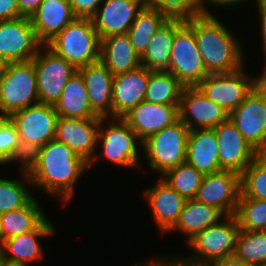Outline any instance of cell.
Returning <instances> with one entry per match:
<instances>
[{
  "label": "cell",
  "instance_id": "8d00e7d4",
  "mask_svg": "<svg viewBox=\"0 0 266 266\" xmlns=\"http://www.w3.org/2000/svg\"><path fill=\"white\" fill-rule=\"evenodd\" d=\"M235 216L240 230H266V201L239 197Z\"/></svg>",
  "mask_w": 266,
  "mask_h": 266
},
{
  "label": "cell",
  "instance_id": "4316f807",
  "mask_svg": "<svg viewBox=\"0 0 266 266\" xmlns=\"http://www.w3.org/2000/svg\"><path fill=\"white\" fill-rule=\"evenodd\" d=\"M100 61L115 76L141 66L128 34L112 35L100 40Z\"/></svg>",
  "mask_w": 266,
  "mask_h": 266
},
{
  "label": "cell",
  "instance_id": "f546056e",
  "mask_svg": "<svg viewBox=\"0 0 266 266\" xmlns=\"http://www.w3.org/2000/svg\"><path fill=\"white\" fill-rule=\"evenodd\" d=\"M38 199L27 206L0 215V243L34 230L47 216Z\"/></svg>",
  "mask_w": 266,
  "mask_h": 266
},
{
  "label": "cell",
  "instance_id": "484cf974",
  "mask_svg": "<svg viewBox=\"0 0 266 266\" xmlns=\"http://www.w3.org/2000/svg\"><path fill=\"white\" fill-rule=\"evenodd\" d=\"M214 128L190 131L187 140L186 162L203 175L221 171L219 149Z\"/></svg>",
  "mask_w": 266,
  "mask_h": 266
},
{
  "label": "cell",
  "instance_id": "1f68e13d",
  "mask_svg": "<svg viewBox=\"0 0 266 266\" xmlns=\"http://www.w3.org/2000/svg\"><path fill=\"white\" fill-rule=\"evenodd\" d=\"M185 86L168 71H152L144 101L154 104L179 105Z\"/></svg>",
  "mask_w": 266,
  "mask_h": 266
},
{
  "label": "cell",
  "instance_id": "816d5d0a",
  "mask_svg": "<svg viewBox=\"0 0 266 266\" xmlns=\"http://www.w3.org/2000/svg\"><path fill=\"white\" fill-rule=\"evenodd\" d=\"M0 266H3V260L0 257Z\"/></svg>",
  "mask_w": 266,
  "mask_h": 266
},
{
  "label": "cell",
  "instance_id": "7402d4cb",
  "mask_svg": "<svg viewBox=\"0 0 266 266\" xmlns=\"http://www.w3.org/2000/svg\"><path fill=\"white\" fill-rule=\"evenodd\" d=\"M179 105L154 104L142 101L122 118L143 142L179 119Z\"/></svg>",
  "mask_w": 266,
  "mask_h": 266
},
{
  "label": "cell",
  "instance_id": "681fc988",
  "mask_svg": "<svg viewBox=\"0 0 266 266\" xmlns=\"http://www.w3.org/2000/svg\"><path fill=\"white\" fill-rule=\"evenodd\" d=\"M145 261H142L140 263H136V266H162L156 259H144ZM147 260V261H146Z\"/></svg>",
  "mask_w": 266,
  "mask_h": 266
},
{
  "label": "cell",
  "instance_id": "8fae6325",
  "mask_svg": "<svg viewBox=\"0 0 266 266\" xmlns=\"http://www.w3.org/2000/svg\"><path fill=\"white\" fill-rule=\"evenodd\" d=\"M42 44L37 39L30 18L0 21V63L32 60Z\"/></svg>",
  "mask_w": 266,
  "mask_h": 266
},
{
  "label": "cell",
  "instance_id": "ffe728a7",
  "mask_svg": "<svg viewBox=\"0 0 266 266\" xmlns=\"http://www.w3.org/2000/svg\"><path fill=\"white\" fill-rule=\"evenodd\" d=\"M153 187L144 190V197L153 214L159 234L167 236L177 223L187 199L178 194L160 176Z\"/></svg>",
  "mask_w": 266,
  "mask_h": 266
},
{
  "label": "cell",
  "instance_id": "ac0fdd59",
  "mask_svg": "<svg viewBox=\"0 0 266 266\" xmlns=\"http://www.w3.org/2000/svg\"><path fill=\"white\" fill-rule=\"evenodd\" d=\"M101 118L72 119L58 116L54 139L66 144L88 163L96 154Z\"/></svg>",
  "mask_w": 266,
  "mask_h": 266
},
{
  "label": "cell",
  "instance_id": "52a82bcc",
  "mask_svg": "<svg viewBox=\"0 0 266 266\" xmlns=\"http://www.w3.org/2000/svg\"><path fill=\"white\" fill-rule=\"evenodd\" d=\"M245 69L208 74L196 87L230 114L256 87V76Z\"/></svg>",
  "mask_w": 266,
  "mask_h": 266
},
{
  "label": "cell",
  "instance_id": "bcb514c9",
  "mask_svg": "<svg viewBox=\"0 0 266 266\" xmlns=\"http://www.w3.org/2000/svg\"><path fill=\"white\" fill-rule=\"evenodd\" d=\"M43 0H17L20 15L30 18L38 9Z\"/></svg>",
  "mask_w": 266,
  "mask_h": 266
},
{
  "label": "cell",
  "instance_id": "f1b7e54d",
  "mask_svg": "<svg viewBox=\"0 0 266 266\" xmlns=\"http://www.w3.org/2000/svg\"><path fill=\"white\" fill-rule=\"evenodd\" d=\"M225 215L216 207L206 205L195 199H187L179 219L169 231L184 235L186 243L197 233L221 221Z\"/></svg>",
  "mask_w": 266,
  "mask_h": 266
},
{
  "label": "cell",
  "instance_id": "277c9868",
  "mask_svg": "<svg viewBox=\"0 0 266 266\" xmlns=\"http://www.w3.org/2000/svg\"><path fill=\"white\" fill-rule=\"evenodd\" d=\"M47 46L76 69L100 60V39L91 18L76 17Z\"/></svg>",
  "mask_w": 266,
  "mask_h": 266
},
{
  "label": "cell",
  "instance_id": "74e56055",
  "mask_svg": "<svg viewBox=\"0 0 266 266\" xmlns=\"http://www.w3.org/2000/svg\"><path fill=\"white\" fill-rule=\"evenodd\" d=\"M41 153V146L37 143L28 142L19 139L18 144L15 146L14 151L10 155L7 162L3 165H8L15 162L20 163V172L29 174L39 161Z\"/></svg>",
  "mask_w": 266,
  "mask_h": 266
},
{
  "label": "cell",
  "instance_id": "8992f818",
  "mask_svg": "<svg viewBox=\"0 0 266 266\" xmlns=\"http://www.w3.org/2000/svg\"><path fill=\"white\" fill-rule=\"evenodd\" d=\"M189 133L188 126L178 119L143 141L141 152L146 156L150 170L161 176L186 162Z\"/></svg>",
  "mask_w": 266,
  "mask_h": 266
},
{
  "label": "cell",
  "instance_id": "44dd1931",
  "mask_svg": "<svg viewBox=\"0 0 266 266\" xmlns=\"http://www.w3.org/2000/svg\"><path fill=\"white\" fill-rule=\"evenodd\" d=\"M151 72L141 65L113 77L112 117L122 118L144 101Z\"/></svg>",
  "mask_w": 266,
  "mask_h": 266
},
{
  "label": "cell",
  "instance_id": "d590c367",
  "mask_svg": "<svg viewBox=\"0 0 266 266\" xmlns=\"http://www.w3.org/2000/svg\"><path fill=\"white\" fill-rule=\"evenodd\" d=\"M240 197L266 201V156L259 153L240 174Z\"/></svg>",
  "mask_w": 266,
  "mask_h": 266
},
{
  "label": "cell",
  "instance_id": "836d02e7",
  "mask_svg": "<svg viewBox=\"0 0 266 266\" xmlns=\"http://www.w3.org/2000/svg\"><path fill=\"white\" fill-rule=\"evenodd\" d=\"M234 256L253 266H266V230H239Z\"/></svg>",
  "mask_w": 266,
  "mask_h": 266
},
{
  "label": "cell",
  "instance_id": "3957f363",
  "mask_svg": "<svg viewBox=\"0 0 266 266\" xmlns=\"http://www.w3.org/2000/svg\"><path fill=\"white\" fill-rule=\"evenodd\" d=\"M142 143L136 132L128 126L123 118L101 117L96 153H98L97 150L102 149H100L101 151L98 154L94 155L89 163V168L91 169L94 164H97L99 158L100 160L104 158L116 167L119 166L126 169L141 166L139 165L141 155L139 152Z\"/></svg>",
  "mask_w": 266,
  "mask_h": 266
},
{
  "label": "cell",
  "instance_id": "ee69618b",
  "mask_svg": "<svg viewBox=\"0 0 266 266\" xmlns=\"http://www.w3.org/2000/svg\"><path fill=\"white\" fill-rule=\"evenodd\" d=\"M22 17L17 0H0V21Z\"/></svg>",
  "mask_w": 266,
  "mask_h": 266
},
{
  "label": "cell",
  "instance_id": "4dcf8cb0",
  "mask_svg": "<svg viewBox=\"0 0 266 266\" xmlns=\"http://www.w3.org/2000/svg\"><path fill=\"white\" fill-rule=\"evenodd\" d=\"M170 17L164 10L143 6L127 34L135 51L141 56L152 36L158 28Z\"/></svg>",
  "mask_w": 266,
  "mask_h": 266
},
{
  "label": "cell",
  "instance_id": "d6986e66",
  "mask_svg": "<svg viewBox=\"0 0 266 266\" xmlns=\"http://www.w3.org/2000/svg\"><path fill=\"white\" fill-rule=\"evenodd\" d=\"M144 0H104L91 17L99 39L127 34Z\"/></svg>",
  "mask_w": 266,
  "mask_h": 266
},
{
  "label": "cell",
  "instance_id": "6da1fadb",
  "mask_svg": "<svg viewBox=\"0 0 266 266\" xmlns=\"http://www.w3.org/2000/svg\"><path fill=\"white\" fill-rule=\"evenodd\" d=\"M88 170L87 161L66 144L52 139L41 147L39 161L28 175L32 188H38L66 206L73 198L76 184Z\"/></svg>",
  "mask_w": 266,
  "mask_h": 266
},
{
  "label": "cell",
  "instance_id": "9a60e30c",
  "mask_svg": "<svg viewBox=\"0 0 266 266\" xmlns=\"http://www.w3.org/2000/svg\"><path fill=\"white\" fill-rule=\"evenodd\" d=\"M56 226L46 217L34 230L7 239L0 243L1 259L11 265L29 266L44 258L39 239L56 234Z\"/></svg>",
  "mask_w": 266,
  "mask_h": 266
},
{
  "label": "cell",
  "instance_id": "c3c4849f",
  "mask_svg": "<svg viewBox=\"0 0 266 266\" xmlns=\"http://www.w3.org/2000/svg\"><path fill=\"white\" fill-rule=\"evenodd\" d=\"M256 87L266 98V63L263 64L261 73L256 76Z\"/></svg>",
  "mask_w": 266,
  "mask_h": 266
},
{
  "label": "cell",
  "instance_id": "f907efd6",
  "mask_svg": "<svg viewBox=\"0 0 266 266\" xmlns=\"http://www.w3.org/2000/svg\"><path fill=\"white\" fill-rule=\"evenodd\" d=\"M3 266H18V265H11V264H7L3 261Z\"/></svg>",
  "mask_w": 266,
  "mask_h": 266
},
{
  "label": "cell",
  "instance_id": "83f0119b",
  "mask_svg": "<svg viewBox=\"0 0 266 266\" xmlns=\"http://www.w3.org/2000/svg\"><path fill=\"white\" fill-rule=\"evenodd\" d=\"M54 107L58 116L64 118H101L90 107L86 86L78 71L69 78Z\"/></svg>",
  "mask_w": 266,
  "mask_h": 266
},
{
  "label": "cell",
  "instance_id": "cb8c5ba5",
  "mask_svg": "<svg viewBox=\"0 0 266 266\" xmlns=\"http://www.w3.org/2000/svg\"><path fill=\"white\" fill-rule=\"evenodd\" d=\"M86 86L90 107L99 117H112L114 75L99 60L77 69Z\"/></svg>",
  "mask_w": 266,
  "mask_h": 266
},
{
  "label": "cell",
  "instance_id": "d6a6232c",
  "mask_svg": "<svg viewBox=\"0 0 266 266\" xmlns=\"http://www.w3.org/2000/svg\"><path fill=\"white\" fill-rule=\"evenodd\" d=\"M20 178L12 180L0 177V215L27 206L34 198L30 188L32 184L28 174L20 173ZM28 186H27V185ZM30 185V186H29Z\"/></svg>",
  "mask_w": 266,
  "mask_h": 266
},
{
  "label": "cell",
  "instance_id": "603a6c76",
  "mask_svg": "<svg viewBox=\"0 0 266 266\" xmlns=\"http://www.w3.org/2000/svg\"><path fill=\"white\" fill-rule=\"evenodd\" d=\"M75 18L69 0H43L30 20L39 42L47 45Z\"/></svg>",
  "mask_w": 266,
  "mask_h": 266
},
{
  "label": "cell",
  "instance_id": "7c38bea8",
  "mask_svg": "<svg viewBox=\"0 0 266 266\" xmlns=\"http://www.w3.org/2000/svg\"><path fill=\"white\" fill-rule=\"evenodd\" d=\"M229 118L258 153L266 151V98L257 87L229 114Z\"/></svg>",
  "mask_w": 266,
  "mask_h": 266
},
{
  "label": "cell",
  "instance_id": "ba28073f",
  "mask_svg": "<svg viewBox=\"0 0 266 266\" xmlns=\"http://www.w3.org/2000/svg\"><path fill=\"white\" fill-rule=\"evenodd\" d=\"M32 60L36 71L39 103L54 105L77 69L47 45H42Z\"/></svg>",
  "mask_w": 266,
  "mask_h": 266
},
{
  "label": "cell",
  "instance_id": "7bdbcfd3",
  "mask_svg": "<svg viewBox=\"0 0 266 266\" xmlns=\"http://www.w3.org/2000/svg\"><path fill=\"white\" fill-rule=\"evenodd\" d=\"M104 0H69L76 17L91 18Z\"/></svg>",
  "mask_w": 266,
  "mask_h": 266
},
{
  "label": "cell",
  "instance_id": "5b68a950",
  "mask_svg": "<svg viewBox=\"0 0 266 266\" xmlns=\"http://www.w3.org/2000/svg\"><path fill=\"white\" fill-rule=\"evenodd\" d=\"M39 103L33 60L3 64L0 70V117Z\"/></svg>",
  "mask_w": 266,
  "mask_h": 266
},
{
  "label": "cell",
  "instance_id": "b9f144b4",
  "mask_svg": "<svg viewBox=\"0 0 266 266\" xmlns=\"http://www.w3.org/2000/svg\"><path fill=\"white\" fill-rule=\"evenodd\" d=\"M249 0H196L195 1V14L197 15H214L213 11L209 10L208 5L214 6V8H233L240 4L247 3ZM207 4V5H206Z\"/></svg>",
  "mask_w": 266,
  "mask_h": 266
},
{
  "label": "cell",
  "instance_id": "2e32d148",
  "mask_svg": "<svg viewBox=\"0 0 266 266\" xmlns=\"http://www.w3.org/2000/svg\"><path fill=\"white\" fill-rule=\"evenodd\" d=\"M179 119L190 131L215 128L229 118V113L208 99L196 86L184 87L178 107Z\"/></svg>",
  "mask_w": 266,
  "mask_h": 266
},
{
  "label": "cell",
  "instance_id": "e0dca14e",
  "mask_svg": "<svg viewBox=\"0 0 266 266\" xmlns=\"http://www.w3.org/2000/svg\"><path fill=\"white\" fill-rule=\"evenodd\" d=\"M214 129L220 169L241 174L259 153L244 139L230 118Z\"/></svg>",
  "mask_w": 266,
  "mask_h": 266
},
{
  "label": "cell",
  "instance_id": "5bb4252c",
  "mask_svg": "<svg viewBox=\"0 0 266 266\" xmlns=\"http://www.w3.org/2000/svg\"><path fill=\"white\" fill-rule=\"evenodd\" d=\"M15 125L19 139L41 147L54 139L58 114L52 104L37 103L8 117Z\"/></svg>",
  "mask_w": 266,
  "mask_h": 266
},
{
  "label": "cell",
  "instance_id": "4fadbf2b",
  "mask_svg": "<svg viewBox=\"0 0 266 266\" xmlns=\"http://www.w3.org/2000/svg\"><path fill=\"white\" fill-rule=\"evenodd\" d=\"M241 193L240 174L221 170L204 175L196 201L216 207L225 216L235 215Z\"/></svg>",
  "mask_w": 266,
  "mask_h": 266
},
{
  "label": "cell",
  "instance_id": "f6af8a7d",
  "mask_svg": "<svg viewBox=\"0 0 266 266\" xmlns=\"http://www.w3.org/2000/svg\"><path fill=\"white\" fill-rule=\"evenodd\" d=\"M257 3V10L259 13V19H260V31H261V41H262V46L261 50L263 51L265 56V61L266 62V0H256Z\"/></svg>",
  "mask_w": 266,
  "mask_h": 266
},
{
  "label": "cell",
  "instance_id": "f35d334b",
  "mask_svg": "<svg viewBox=\"0 0 266 266\" xmlns=\"http://www.w3.org/2000/svg\"><path fill=\"white\" fill-rule=\"evenodd\" d=\"M19 142L15 125L8 117H0V165L3 166Z\"/></svg>",
  "mask_w": 266,
  "mask_h": 266
},
{
  "label": "cell",
  "instance_id": "7a4b0ae2",
  "mask_svg": "<svg viewBox=\"0 0 266 266\" xmlns=\"http://www.w3.org/2000/svg\"><path fill=\"white\" fill-rule=\"evenodd\" d=\"M218 18L197 14L185 17L208 74L233 72L246 65L243 43Z\"/></svg>",
  "mask_w": 266,
  "mask_h": 266
},
{
  "label": "cell",
  "instance_id": "7dc6e473",
  "mask_svg": "<svg viewBox=\"0 0 266 266\" xmlns=\"http://www.w3.org/2000/svg\"><path fill=\"white\" fill-rule=\"evenodd\" d=\"M213 266H253L237 259L234 255L223 259H217L213 261Z\"/></svg>",
  "mask_w": 266,
  "mask_h": 266
},
{
  "label": "cell",
  "instance_id": "e575fe53",
  "mask_svg": "<svg viewBox=\"0 0 266 266\" xmlns=\"http://www.w3.org/2000/svg\"><path fill=\"white\" fill-rule=\"evenodd\" d=\"M160 177L181 196L194 199L204 175L192 165L184 162L169 169Z\"/></svg>",
  "mask_w": 266,
  "mask_h": 266
},
{
  "label": "cell",
  "instance_id": "9c48e42d",
  "mask_svg": "<svg viewBox=\"0 0 266 266\" xmlns=\"http://www.w3.org/2000/svg\"><path fill=\"white\" fill-rule=\"evenodd\" d=\"M239 222L235 215L225 216L218 223L197 233L187 242L193 251L189 256L214 261L234 255Z\"/></svg>",
  "mask_w": 266,
  "mask_h": 266
},
{
  "label": "cell",
  "instance_id": "ab89813d",
  "mask_svg": "<svg viewBox=\"0 0 266 266\" xmlns=\"http://www.w3.org/2000/svg\"><path fill=\"white\" fill-rule=\"evenodd\" d=\"M196 0H144V6L164 10L170 16L187 17L195 14Z\"/></svg>",
  "mask_w": 266,
  "mask_h": 266
},
{
  "label": "cell",
  "instance_id": "30bf717a",
  "mask_svg": "<svg viewBox=\"0 0 266 266\" xmlns=\"http://www.w3.org/2000/svg\"><path fill=\"white\" fill-rule=\"evenodd\" d=\"M168 72L185 87L197 86L207 75L194 31L185 23L173 38Z\"/></svg>",
  "mask_w": 266,
  "mask_h": 266
},
{
  "label": "cell",
  "instance_id": "60d3db41",
  "mask_svg": "<svg viewBox=\"0 0 266 266\" xmlns=\"http://www.w3.org/2000/svg\"><path fill=\"white\" fill-rule=\"evenodd\" d=\"M162 266H213L212 261L195 259L189 255L186 256H160L154 257Z\"/></svg>",
  "mask_w": 266,
  "mask_h": 266
},
{
  "label": "cell",
  "instance_id": "d4e9b609",
  "mask_svg": "<svg viewBox=\"0 0 266 266\" xmlns=\"http://www.w3.org/2000/svg\"><path fill=\"white\" fill-rule=\"evenodd\" d=\"M185 24V17L170 16L152 36L146 51L140 56L141 65L150 71H168L173 38Z\"/></svg>",
  "mask_w": 266,
  "mask_h": 266
}]
</instances>
